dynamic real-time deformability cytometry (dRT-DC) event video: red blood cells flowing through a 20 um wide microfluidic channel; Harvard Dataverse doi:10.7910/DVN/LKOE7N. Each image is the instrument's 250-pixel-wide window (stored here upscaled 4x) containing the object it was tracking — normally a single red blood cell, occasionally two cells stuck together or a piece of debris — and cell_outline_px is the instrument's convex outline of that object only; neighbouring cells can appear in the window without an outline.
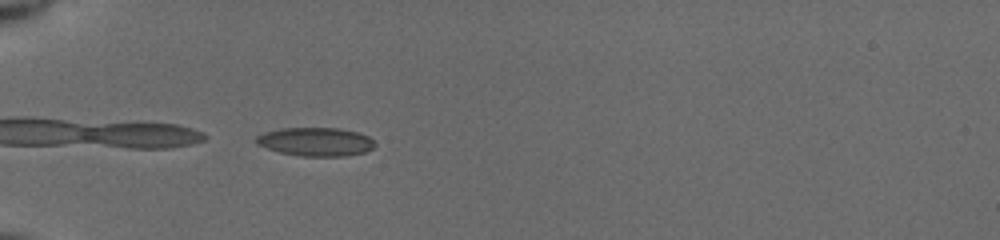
{"species": "common noctule bat (a hibernating species)", "species_latin": "Nyctalus noctula", "temperature_condition": "cold", "stored_images_in_passage": 36, "camera_frame_rate_fps": 3000, "um_per_image_px": 0.085, "animal": {"sex": "female", "body_mass_g": 19.5, "forearm_length_mm": 54.1}, "frame": {"image": 1, "passage_image": 1, "time_ms": 0.0, "image_size_px": [1000, 240], "cell_outline_px": [[376, 144], [372, 148], [364, 152], [344, 156], [300, 156], [280, 152], [256, 144], [256, 136], [264, 132], [280, 128], [340, 128], [360, 132], [368, 136]], "centroid_in_image_um": [26.84, 12.04], "position_along_channel_um": 58.2, "area_um2": 19.77}}
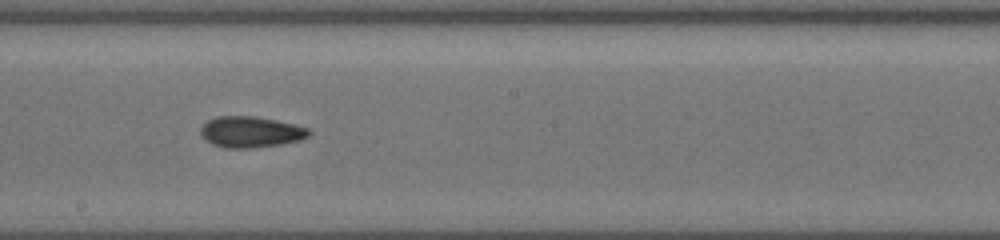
{"frame": {"image": 2, "passage_image": 15, "time_ms": 4.667, "image_size_px": [1000, 240], "cell_outline_px": [[312, 132], [308, 136], [300, 140], [280, 144], [252, 148], [224, 148], [212, 144], [204, 140], [200, 136], [200, 128], [208, 120], [216, 116], [256, 116], [276, 120], [308, 128]], "centroid_in_image_um": [21.27, 11.22], "position_along_channel_um": 226.9, "area_um2": 19.71}}
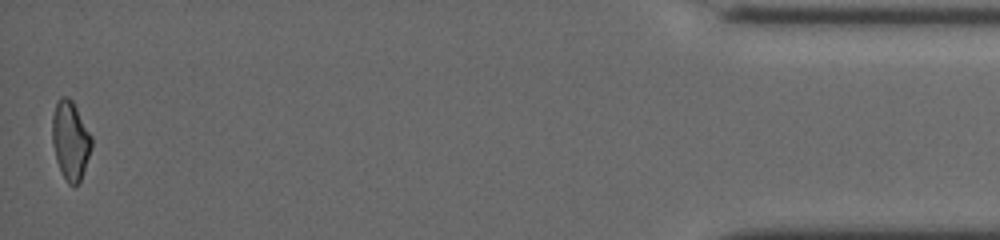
{"frame": {"image": 3, "passage_image": 36, "time_ms": 11.667, "image_size_px": [1000, 240], "cell_outline_px": [[92, 148], [80, 180], [72, 188], [68, 184], [56, 160], [52, 144], [52, 116], [56, 100], [60, 96], [68, 96], [72, 100], [92, 136]], "centroid_in_image_um": [5.97, 11.9], "position_along_channel_um": 429.2, "area_um2": 18.15}, "authors_computed_cell_mechanics": {"area_um2": 18.9584, "velocity_mm_per_s": 3.956, "shape_relaxation_time_tau1_ms": 5.8195, "shape_relaxation_time_tau2_ms": 3.2552, "deformation_change_tau1": 0.1292, "deformation_change_tau2": 0.094}}